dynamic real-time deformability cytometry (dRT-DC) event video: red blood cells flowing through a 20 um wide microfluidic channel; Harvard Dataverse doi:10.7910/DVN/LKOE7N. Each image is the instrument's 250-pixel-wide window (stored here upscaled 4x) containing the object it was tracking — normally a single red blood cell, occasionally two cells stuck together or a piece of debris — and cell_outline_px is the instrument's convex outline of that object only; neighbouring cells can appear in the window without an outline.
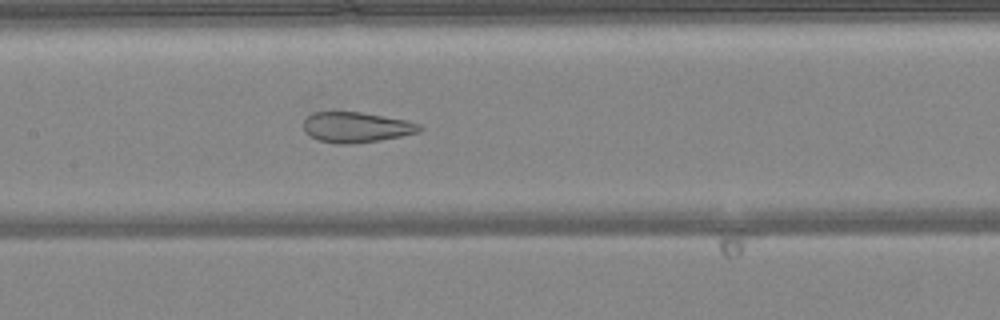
{"species": "common noctule bat (a hibernating species)", "species_latin": "Nyctalus noctula", "temperature_condition": "warm", "stored_images_in_passage": 49, "camera_frame_rate_fps": 3000, "um_per_image_px": 0.085, "animal": {"sex": "female", "body_mass_g": 24.6, "forearm_length_mm": 56.2}, "frame": {"image": 1, "passage_image": 24, "time_ms": 7.667, "image_size_px": [1000, 320], "cell_outline_px": [[424, 128], [420, 132], [400, 136], [352, 144], [336, 144], [320, 140], [312, 136], [304, 128], [304, 120], [312, 112], [360, 112], [408, 120], [420, 124]], "centroid_in_image_um": [30.33, 10.81], "position_along_channel_um": 177.1, "area_um2": 20.35}}
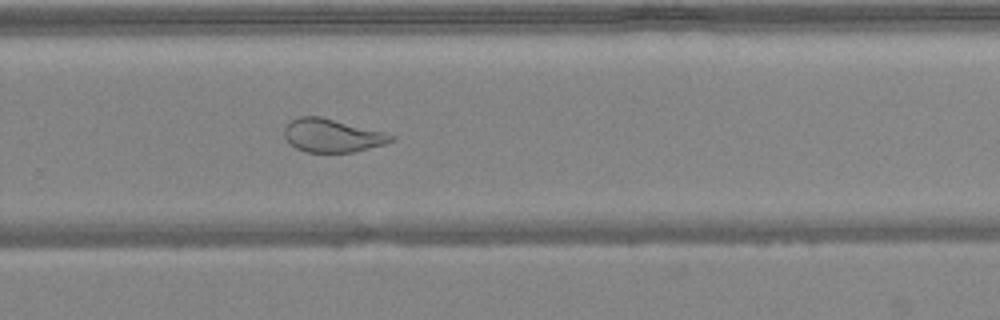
{"frame": {"image": 2, "passage_image": 33, "time_ms": 10.667, "image_size_px": [1000, 320], "cell_outline_px": [[396, 136], [392, 140], [384, 144], [352, 152], [304, 152], [296, 148], [284, 136], [284, 128], [292, 120], [300, 116], [320, 116], [384, 132]], "centroid_in_image_um": [28.22, 11.52], "position_along_channel_um": 301.6, "area_um2": 20.4}}
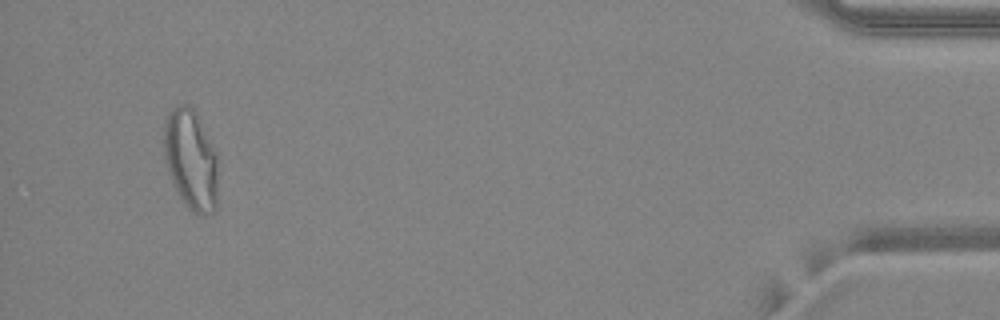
{"frame": {"image": 3, "passage_image": 47, "time_ms": 15.333, "image_size_px": [1000, 320], "cell_outline_px": [[216, 208], [208, 216], [200, 216], [192, 212], [184, 204], [176, 192], [168, 172], [164, 160], [164, 120], [168, 112], [176, 104], [188, 104], [192, 108], [200, 120], [216, 152]], "centroid_in_image_um": [16.19, 13.58], "position_along_channel_um": 419.0, "area_um2": 31.91}, "authors_computed_cell_mechanics": {"area_um2": 28.2064, "velocity_mm_per_s": 4.1742, "shape_relaxation_time_tau1_ms": null, "shape_relaxation_time_tau2_ms": 0.9743, "deformation_change_tau1": null, "deformation_change_tau2": 0.0842}}